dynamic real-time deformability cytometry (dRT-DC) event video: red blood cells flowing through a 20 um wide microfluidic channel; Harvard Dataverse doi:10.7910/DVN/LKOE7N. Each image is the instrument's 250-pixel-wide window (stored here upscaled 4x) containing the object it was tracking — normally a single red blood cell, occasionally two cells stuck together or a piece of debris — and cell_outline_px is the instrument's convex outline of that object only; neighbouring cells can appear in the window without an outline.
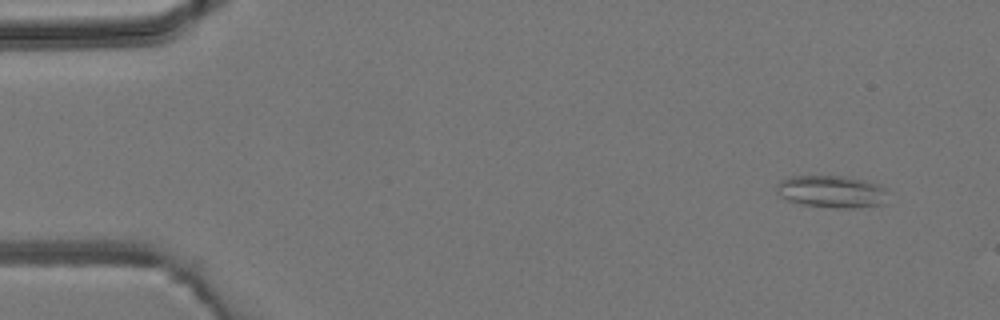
{"species": "common noctule bat (a hibernating species)", "species_latin": "Nyctalus noctula", "temperature_condition": "room temperature", "stored_images_in_passage": 4, "camera_frame_rate_fps": 3000, "um_per_image_px": 0.085, "animal": {"sex": "male", "body_mass_g": 19.2, "forearm_length_mm": 51.8}, "frame": {"image": 1, "passage_image": 1, "time_ms": 0.0, "image_size_px": [1000, 320], "cell_outline_px": [[884, 204], [852, 208], [836, 208], [804, 204], [788, 200], [780, 196], [776, 192], [776, 184], [780, 180], [792, 176], [840, 176], [880, 184], [884, 188]], "centroid_in_image_um": [70.63, 16.28], "position_along_channel_um": 14.4, "area_um2": 20.58}}